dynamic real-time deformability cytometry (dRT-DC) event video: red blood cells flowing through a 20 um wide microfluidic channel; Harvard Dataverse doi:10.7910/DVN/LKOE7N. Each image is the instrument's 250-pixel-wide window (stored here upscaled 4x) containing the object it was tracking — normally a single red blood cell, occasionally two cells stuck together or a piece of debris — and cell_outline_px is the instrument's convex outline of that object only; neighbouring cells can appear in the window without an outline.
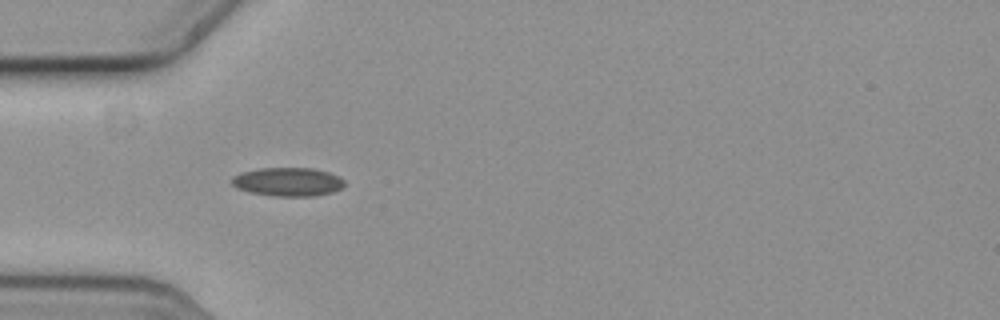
{"species": "common noctule bat (a hibernating species)", "species_latin": "Nyctalus noctula", "temperature_condition": "cold", "stored_images_in_passage": 14, "camera_frame_rate_fps": 3000, "um_per_image_px": 0.085, "animal": {"sex": "female", "body_mass_g": 19.3, "forearm_length_mm": 54.1}, "frame": {"image": 1, "passage_image": 7, "time_ms": 2.0, "image_size_px": [1000, 320], "cell_outline_px": [[344, 184], [340, 188], [332, 192], [316, 196], [272, 196], [248, 192], [236, 188], [232, 184], [232, 176], [240, 172], [260, 168], [312, 168], [328, 172], [344, 180]], "centroid_in_image_um": [24.42, 15.46], "position_along_channel_um": 60.6, "area_um2": 18.84}}
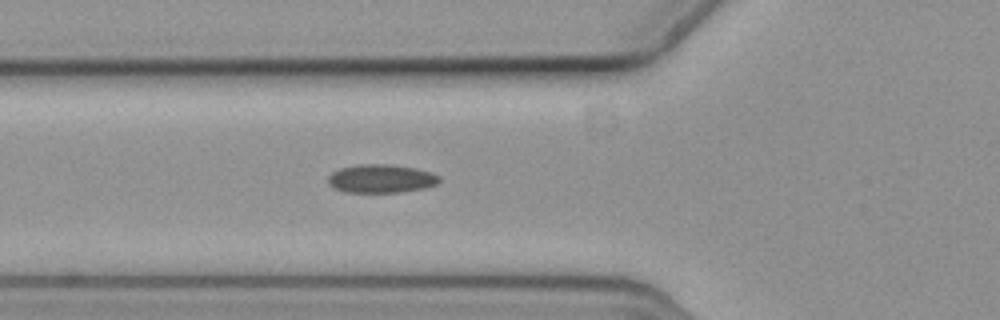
{"frame": {"image": 2, "passage_image": 10, "time_ms": 3.0, "image_size_px": [1000, 320], "cell_outline_px": [[440, 180], [436, 184], [424, 188], [400, 192], [344, 192], [332, 188], [328, 184], [328, 176], [332, 172], [340, 168], [360, 164], [392, 164], [416, 168], [432, 172], [440, 176]], "centroid_in_image_um": [32.38, 15.18], "position_along_channel_um": 93.4, "area_um2": 18.61}}